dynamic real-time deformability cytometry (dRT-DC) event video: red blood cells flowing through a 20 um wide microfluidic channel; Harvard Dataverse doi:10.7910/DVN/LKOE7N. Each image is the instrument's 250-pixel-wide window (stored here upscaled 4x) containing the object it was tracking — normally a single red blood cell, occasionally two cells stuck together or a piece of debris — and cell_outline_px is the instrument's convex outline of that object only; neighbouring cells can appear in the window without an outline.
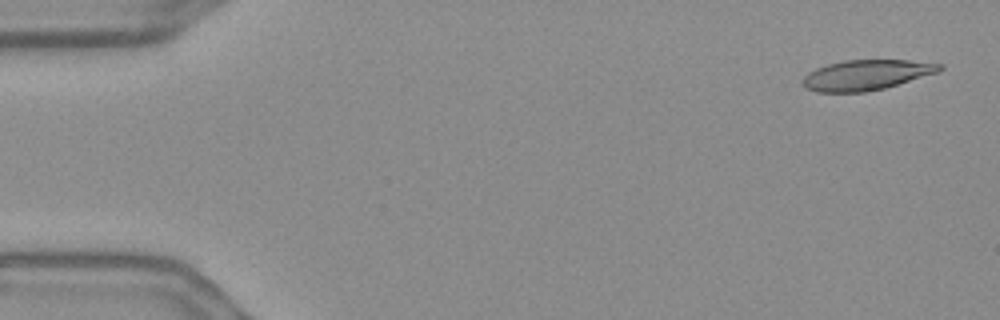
{"species": "Egyptian fruit bat (a non-hibernating species)", "species_latin": "Rousettus aegyptiacus", "temperature_condition": "warm", "stored_images_in_passage": 55, "camera_frame_rate_fps": 3000, "um_per_image_px": 0.085, "frame": {"image": 1, "passage_image": 2, "time_ms": 0.333, "image_size_px": [1000, 320], "cell_outline_px": [[944, 68], [940, 72], [884, 88], [864, 92], [816, 92], [804, 88], [800, 80], [808, 72], [816, 68], [828, 64], [844, 60], [908, 60], [944, 64]], "centroid_in_image_um": [73.63, 6.37], "position_along_channel_um": 11.4, "area_um2": 24.33}}
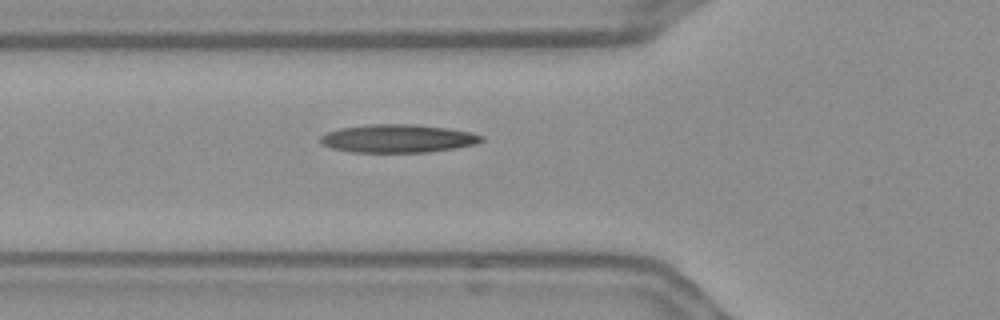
{"frame": {"image": 2, "passage_image": 19, "time_ms": 6.0, "image_size_px": [1000, 320], "cell_outline_px": [[484, 140], [476, 144], [456, 148], [428, 152], [352, 152], [332, 148], [320, 144], [320, 136], [328, 132], [340, 128], [368, 124], [416, 124], [448, 128], [472, 132], [484, 136]], "centroid_in_image_um": [33.84, 11.77], "position_along_channel_um": 92.0, "area_um2": 26.65}}
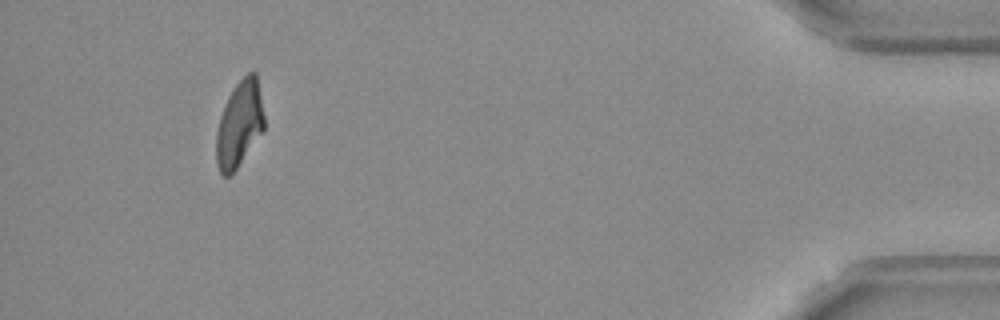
{"frame": {"image": 3, "passage_image": 51, "time_ms": 16.667, "image_size_px": [1000, 320], "cell_outline_px": [[264, 128], [232, 176], [224, 176], [220, 172], [216, 164], [216, 132], [220, 116], [228, 96], [236, 84], [248, 72], [256, 72], [264, 116]], "centroid_in_image_um": [20.33, 10.57], "position_along_channel_um": 414.9, "area_um2": 23.93}, "authors_computed_cell_mechanics": {"area_um2": 25.3164, "velocity_mm_per_s": 3.6554, "shape_relaxation_time_tau1_ms": null, "shape_relaxation_time_tau2_ms": 3.5088, "deformation_change_tau1": null, "deformation_change_tau2": 0.1414}}